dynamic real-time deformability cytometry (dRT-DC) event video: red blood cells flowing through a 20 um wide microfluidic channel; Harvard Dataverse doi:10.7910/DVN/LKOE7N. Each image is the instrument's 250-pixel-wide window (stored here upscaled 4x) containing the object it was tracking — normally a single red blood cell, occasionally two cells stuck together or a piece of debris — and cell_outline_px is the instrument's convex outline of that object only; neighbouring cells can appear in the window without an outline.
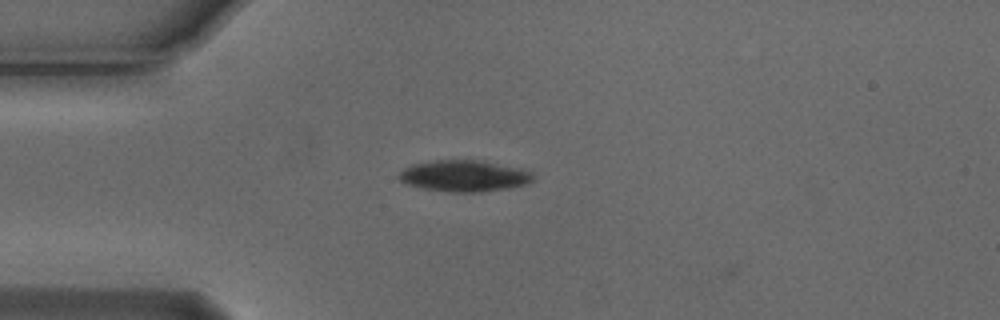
{"species": "Egyptian fruit bat (a non-hibernating species)", "species_latin": "Rousettus aegyptiacus", "temperature_condition": "cold", "stored_images_in_passage": 40, "camera_frame_rate_fps": 3000, "um_per_image_px": 0.085, "animal": {"sex": "male"}, "frame": {"image": 1, "passage_image": 1, "time_ms": 0.0, "image_size_px": [1000, 320], "cell_outline_px": [[536, 180], [528, 184], [508, 188], [480, 192], [448, 192], [424, 188], [408, 184], [400, 180], [396, 176], [404, 168], [412, 164], [436, 160], [484, 160], [524, 168], [532, 172], [536, 176]], "centroid_in_image_um": [39.54, 14.94], "position_along_channel_um": 45.5, "area_um2": 24.97}}
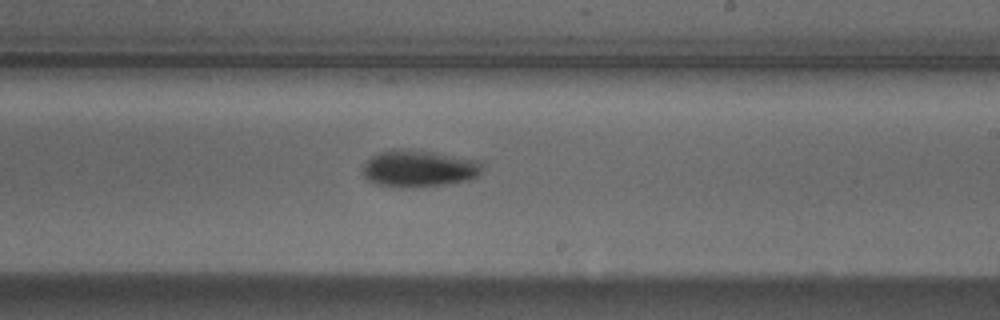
{"frame": {"image": 2, "passage_image": 19, "time_ms": 6.0, "image_size_px": [1000, 320], "cell_outline_px": [[484, 168], [476, 176], [468, 180], [444, 184], [412, 188], [400, 188], [376, 184], [368, 180], [364, 176], [364, 164], [372, 156], [380, 152], [392, 148], [436, 152], [484, 160]], "centroid_in_image_um": [35.66, 14.32], "position_along_channel_um": 253.3, "area_um2": 26.07}}
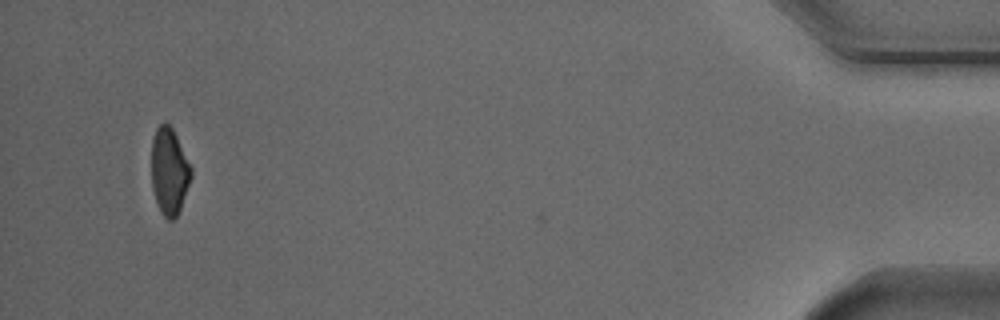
{"frame": {"image": 3, "passage_image": 39, "time_ms": 12.667, "image_size_px": [1000, 320], "cell_outline_px": [[192, 176], [180, 208], [176, 216], [172, 220], [168, 220], [160, 212], [156, 204], [152, 188], [152, 140], [156, 128], [160, 124], [168, 124], [172, 128], [192, 168]], "centroid_in_image_um": [14.38, 14.58], "position_along_channel_um": 420.8, "area_um2": 19.88}, "authors_computed_cell_mechanics": {"area_um2": 23.6113, "velocity_mm_per_s": 3.7451, "shape_relaxation_time_tau1_ms": 2.37, "shape_relaxation_time_tau2_ms": null, "deformation_change_tau1": 0.1084, "deformation_change_tau2": null}}